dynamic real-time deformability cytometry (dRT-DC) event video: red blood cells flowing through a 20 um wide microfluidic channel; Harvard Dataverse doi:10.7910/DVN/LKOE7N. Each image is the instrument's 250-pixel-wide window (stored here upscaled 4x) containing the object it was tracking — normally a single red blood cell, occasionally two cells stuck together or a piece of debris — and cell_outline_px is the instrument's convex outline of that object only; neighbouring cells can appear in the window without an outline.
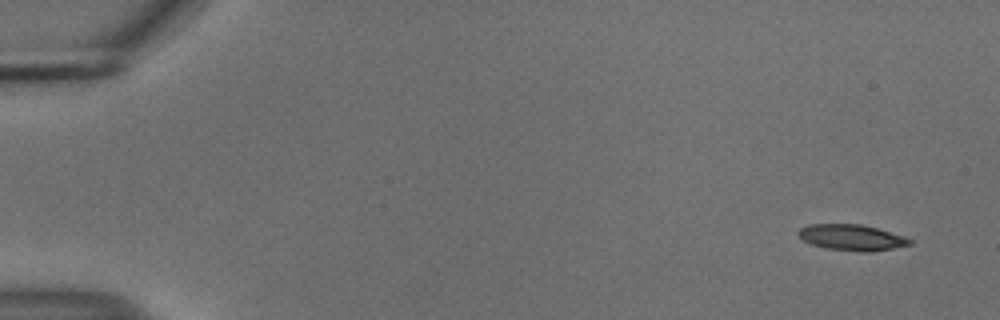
{"species": "common noctule bat (a hibernating species)", "species_latin": "Nyctalus noctula", "temperature_condition": "cold", "stored_images_in_passage": 5, "camera_frame_rate_fps": 3000, "um_per_image_px": 0.085, "animal": {"sex": "male", "body_mass_g": 18.8}, "frame": {"image": 1, "passage_image": 1, "time_ms": 0.0, "image_size_px": [1000, 320], "cell_outline_px": [[912, 244], [872, 252], [860, 252], [828, 248], [812, 244], [804, 240], [796, 232], [800, 228], [808, 224], [860, 224], [876, 228], [904, 236], [912, 240]], "centroid_in_image_um": [72.4, 20.18], "position_along_channel_um": 12.6, "area_um2": 16.7}}
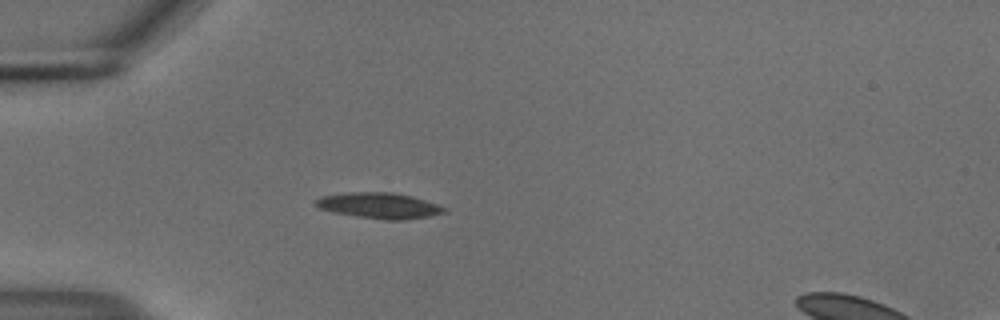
{"frame": {"image": 2, "passage_image": 4, "time_ms": 1.0, "image_size_px": [1000, 320], "cell_outline_px": [[448, 212], [428, 216], [404, 220], [388, 220], [356, 216], [332, 212], [320, 208], [316, 204], [316, 200], [320, 196], [352, 192], [392, 192], [412, 196], [448, 208]], "centroid_in_image_um": [32.27, 17.47], "position_along_channel_um": 52.7, "area_um2": 19.19}}